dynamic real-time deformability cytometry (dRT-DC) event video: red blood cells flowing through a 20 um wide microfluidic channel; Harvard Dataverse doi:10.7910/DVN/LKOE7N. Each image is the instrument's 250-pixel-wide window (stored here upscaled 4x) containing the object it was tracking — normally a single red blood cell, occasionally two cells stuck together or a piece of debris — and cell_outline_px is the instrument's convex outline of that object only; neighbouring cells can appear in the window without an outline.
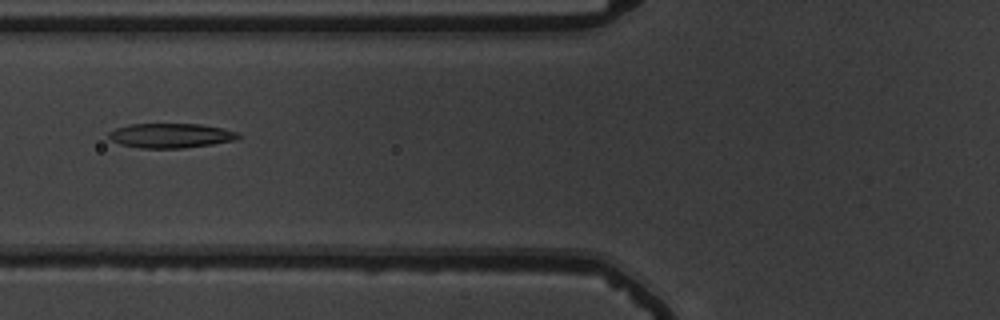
{"species": "common noctule bat (a hibernating species)", "species_latin": "Nyctalus noctula", "temperature_condition": "warm", "stored_images_in_passage": 36, "camera_frame_rate_fps": 3000, "um_per_image_px": 0.085, "animal": {"sex": "male", "body_mass_g": 19.5, "forearm_length_mm": 54.6}, "frame": {"image": 1, "passage_image": 4, "time_ms": 1.0, "image_size_px": [1000, 320], "cell_outline_px": [[240, 136], [236, 140], [212, 144], [184, 148], [140, 148], [120, 144], [112, 140], [108, 136], [108, 132], [116, 128], [128, 124], [200, 124], [224, 128], [236, 132]], "centroid_in_image_um": [14.5, 11.52], "position_along_channel_um": 111.3, "area_um2": 18.55}}
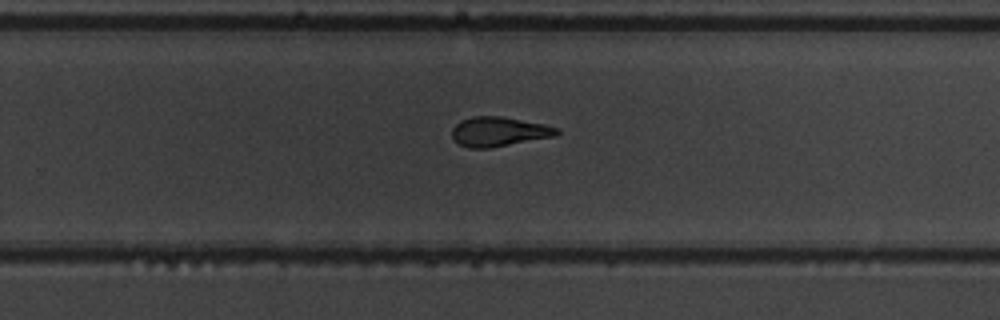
{"frame": {"image": 2, "passage_image": 18, "time_ms": 5.667, "image_size_px": [1000, 320], "cell_outline_px": [[560, 132], [556, 136], [488, 148], [468, 148], [452, 140], [452, 128], [460, 120], [472, 116], [504, 116], [544, 124], [560, 128]], "centroid_in_image_um": [42.4, 11.18], "position_along_channel_um": 287.4, "area_um2": 18.21}}
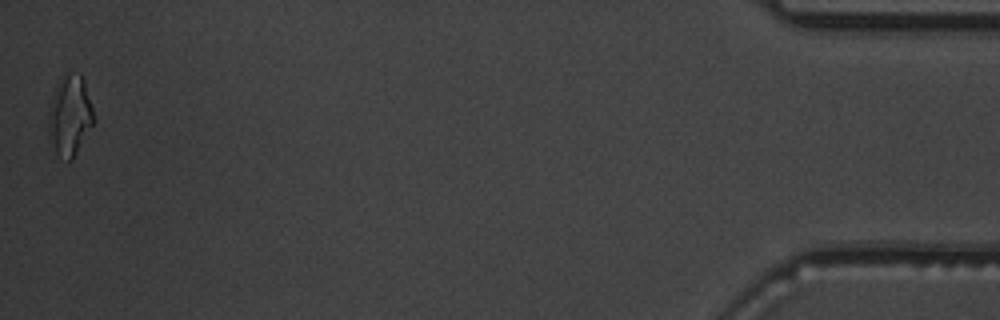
{"frame": {"image": 3, "passage_image": 36, "time_ms": 11.667, "image_size_px": [1000, 320], "cell_outline_px": [[96, 120], [72, 160], [68, 160], [56, 152], [48, 136], [48, 112], [56, 88], [64, 72], [80, 72], [84, 80]], "centroid_in_image_um": [5.95, 9.79], "position_along_channel_um": 429.2, "area_um2": 21.15}, "authors_computed_cell_mechanics": {"area_um2": 18.496, "velocity_mm_per_s": 3.7787, "shape_relaxation_time_tau1_ms": 5.037, "shape_relaxation_time_tau2_ms": 2.7778, "deformation_change_tau1": 0.1792, "deformation_change_tau2": 0.1162}}